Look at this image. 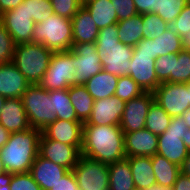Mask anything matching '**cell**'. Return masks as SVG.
Wrapping results in <instances>:
<instances>
[{
    "label": "cell",
    "mask_w": 190,
    "mask_h": 190,
    "mask_svg": "<svg viewBox=\"0 0 190 190\" xmlns=\"http://www.w3.org/2000/svg\"><path fill=\"white\" fill-rule=\"evenodd\" d=\"M41 134L42 131L35 128L10 133L7 143L0 149V157L7 172H30L34 160L39 155Z\"/></svg>",
    "instance_id": "7a4b0ae2"
},
{
    "label": "cell",
    "mask_w": 190,
    "mask_h": 190,
    "mask_svg": "<svg viewBox=\"0 0 190 190\" xmlns=\"http://www.w3.org/2000/svg\"><path fill=\"white\" fill-rule=\"evenodd\" d=\"M182 116L184 117V120L186 121L185 124L190 129V108H188Z\"/></svg>",
    "instance_id": "9f6ffc18"
},
{
    "label": "cell",
    "mask_w": 190,
    "mask_h": 190,
    "mask_svg": "<svg viewBox=\"0 0 190 190\" xmlns=\"http://www.w3.org/2000/svg\"><path fill=\"white\" fill-rule=\"evenodd\" d=\"M0 124L10 133L32 128L21 98H6L0 114Z\"/></svg>",
    "instance_id": "d6986e66"
},
{
    "label": "cell",
    "mask_w": 190,
    "mask_h": 190,
    "mask_svg": "<svg viewBox=\"0 0 190 190\" xmlns=\"http://www.w3.org/2000/svg\"><path fill=\"white\" fill-rule=\"evenodd\" d=\"M71 103L75 109L77 119L85 123L89 119L94 104V99L84 85H72L68 88Z\"/></svg>",
    "instance_id": "83f0119b"
},
{
    "label": "cell",
    "mask_w": 190,
    "mask_h": 190,
    "mask_svg": "<svg viewBox=\"0 0 190 190\" xmlns=\"http://www.w3.org/2000/svg\"><path fill=\"white\" fill-rule=\"evenodd\" d=\"M73 43H95L99 34L95 21L87 9L82 6L71 19Z\"/></svg>",
    "instance_id": "7402d4cb"
},
{
    "label": "cell",
    "mask_w": 190,
    "mask_h": 190,
    "mask_svg": "<svg viewBox=\"0 0 190 190\" xmlns=\"http://www.w3.org/2000/svg\"><path fill=\"white\" fill-rule=\"evenodd\" d=\"M50 190H79L73 171H68Z\"/></svg>",
    "instance_id": "f6af8a7d"
},
{
    "label": "cell",
    "mask_w": 190,
    "mask_h": 190,
    "mask_svg": "<svg viewBox=\"0 0 190 190\" xmlns=\"http://www.w3.org/2000/svg\"><path fill=\"white\" fill-rule=\"evenodd\" d=\"M24 0H0V15L5 11L13 10Z\"/></svg>",
    "instance_id": "681fc988"
},
{
    "label": "cell",
    "mask_w": 190,
    "mask_h": 190,
    "mask_svg": "<svg viewBox=\"0 0 190 190\" xmlns=\"http://www.w3.org/2000/svg\"><path fill=\"white\" fill-rule=\"evenodd\" d=\"M144 91L130 76H119L115 96L124 102L140 96Z\"/></svg>",
    "instance_id": "d590c367"
},
{
    "label": "cell",
    "mask_w": 190,
    "mask_h": 190,
    "mask_svg": "<svg viewBox=\"0 0 190 190\" xmlns=\"http://www.w3.org/2000/svg\"><path fill=\"white\" fill-rule=\"evenodd\" d=\"M119 76L104 70L92 76L84 86L94 101L111 97L115 94Z\"/></svg>",
    "instance_id": "cb8c5ba5"
},
{
    "label": "cell",
    "mask_w": 190,
    "mask_h": 190,
    "mask_svg": "<svg viewBox=\"0 0 190 190\" xmlns=\"http://www.w3.org/2000/svg\"><path fill=\"white\" fill-rule=\"evenodd\" d=\"M5 172H7V171H6L4 164H3L1 157H0V175H2Z\"/></svg>",
    "instance_id": "680465c9"
},
{
    "label": "cell",
    "mask_w": 190,
    "mask_h": 190,
    "mask_svg": "<svg viewBox=\"0 0 190 190\" xmlns=\"http://www.w3.org/2000/svg\"><path fill=\"white\" fill-rule=\"evenodd\" d=\"M173 58H178V54L169 53L155 59L156 75L161 83L171 82Z\"/></svg>",
    "instance_id": "ab89813d"
},
{
    "label": "cell",
    "mask_w": 190,
    "mask_h": 190,
    "mask_svg": "<svg viewBox=\"0 0 190 190\" xmlns=\"http://www.w3.org/2000/svg\"><path fill=\"white\" fill-rule=\"evenodd\" d=\"M186 148L189 150L190 152V129L187 130V134L185 136V139H182Z\"/></svg>",
    "instance_id": "6f0895ef"
},
{
    "label": "cell",
    "mask_w": 190,
    "mask_h": 190,
    "mask_svg": "<svg viewBox=\"0 0 190 190\" xmlns=\"http://www.w3.org/2000/svg\"><path fill=\"white\" fill-rule=\"evenodd\" d=\"M81 154L105 164L126 159L123 130L116 125H83Z\"/></svg>",
    "instance_id": "6da1fadb"
},
{
    "label": "cell",
    "mask_w": 190,
    "mask_h": 190,
    "mask_svg": "<svg viewBox=\"0 0 190 190\" xmlns=\"http://www.w3.org/2000/svg\"><path fill=\"white\" fill-rule=\"evenodd\" d=\"M99 30L117 24L118 18L110 0H93L84 5Z\"/></svg>",
    "instance_id": "484cf974"
},
{
    "label": "cell",
    "mask_w": 190,
    "mask_h": 190,
    "mask_svg": "<svg viewBox=\"0 0 190 190\" xmlns=\"http://www.w3.org/2000/svg\"><path fill=\"white\" fill-rule=\"evenodd\" d=\"M0 22L12 35L16 44L32 42L35 23L30 19L26 0L15 9L2 13Z\"/></svg>",
    "instance_id": "8fae6325"
},
{
    "label": "cell",
    "mask_w": 190,
    "mask_h": 190,
    "mask_svg": "<svg viewBox=\"0 0 190 190\" xmlns=\"http://www.w3.org/2000/svg\"><path fill=\"white\" fill-rule=\"evenodd\" d=\"M28 12L33 22L40 23L53 15L52 4L50 0H26Z\"/></svg>",
    "instance_id": "8d00e7d4"
},
{
    "label": "cell",
    "mask_w": 190,
    "mask_h": 190,
    "mask_svg": "<svg viewBox=\"0 0 190 190\" xmlns=\"http://www.w3.org/2000/svg\"><path fill=\"white\" fill-rule=\"evenodd\" d=\"M32 42L43 44L53 52L71 50L73 46L71 19L53 13L45 21L36 23Z\"/></svg>",
    "instance_id": "277c9868"
},
{
    "label": "cell",
    "mask_w": 190,
    "mask_h": 190,
    "mask_svg": "<svg viewBox=\"0 0 190 190\" xmlns=\"http://www.w3.org/2000/svg\"><path fill=\"white\" fill-rule=\"evenodd\" d=\"M188 3V0H159L156 14L171 25Z\"/></svg>",
    "instance_id": "e575fe53"
},
{
    "label": "cell",
    "mask_w": 190,
    "mask_h": 190,
    "mask_svg": "<svg viewBox=\"0 0 190 190\" xmlns=\"http://www.w3.org/2000/svg\"><path fill=\"white\" fill-rule=\"evenodd\" d=\"M185 122L182 115L173 117L166 131L158 135L157 154L164 156L180 167L189 154V150L182 140L185 139L188 130Z\"/></svg>",
    "instance_id": "52a82bcc"
},
{
    "label": "cell",
    "mask_w": 190,
    "mask_h": 190,
    "mask_svg": "<svg viewBox=\"0 0 190 190\" xmlns=\"http://www.w3.org/2000/svg\"><path fill=\"white\" fill-rule=\"evenodd\" d=\"M170 27L180 36L190 31V2L183 8Z\"/></svg>",
    "instance_id": "7bdbcfd3"
},
{
    "label": "cell",
    "mask_w": 190,
    "mask_h": 190,
    "mask_svg": "<svg viewBox=\"0 0 190 190\" xmlns=\"http://www.w3.org/2000/svg\"><path fill=\"white\" fill-rule=\"evenodd\" d=\"M79 1H80L81 5L84 6L85 4H87L93 0H79Z\"/></svg>",
    "instance_id": "94428289"
},
{
    "label": "cell",
    "mask_w": 190,
    "mask_h": 190,
    "mask_svg": "<svg viewBox=\"0 0 190 190\" xmlns=\"http://www.w3.org/2000/svg\"><path fill=\"white\" fill-rule=\"evenodd\" d=\"M118 36L117 24L104 27L103 29L99 30V34L95 42L96 48L111 49L120 42Z\"/></svg>",
    "instance_id": "f35d334b"
},
{
    "label": "cell",
    "mask_w": 190,
    "mask_h": 190,
    "mask_svg": "<svg viewBox=\"0 0 190 190\" xmlns=\"http://www.w3.org/2000/svg\"><path fill=\"white\" fill-rule=\"evenodd\" d=\"M82 146H71L48 139L43 133L39 140V155L69 171L77 164Z\"/></svg>",
    "instance_id": "7c38bea8"
},
{
    "label": "cell",
    "mask_w": 190,
    "mask_h": 190,
    "mask_svg": "<svg viewBox=\"0 0 190 190\" xmlns=\"http://www.w3.org/2000/svg\"><path fill=\"white\" fill-rule=\"evenodd\" d=\"M154 101L153 92H144L140 96L126 102L120 120V128L124 133L145 128L148 110Z\"/></svg>",
    "instance_id": "5bb4252c"
},
{
    "label": "cell",
    "mask_w": 190,
    "mask_h": 190,
    "mask_svg": "<svg viewBox=\"0 0 190 190\" xmlns=\"http://www.w3.org/2000/svg\"><path fill=\"white\" fill-rule=\"evenodd\" d=\"M53 51L43 44L22 43L16 44L13 63L24 75L30 85L39 84L48 69Z\"/></svg>",
    "instance_id": "3957f363"
},
{
    "label": "cell",
    "mask_w": 190,
    "mask_h": 190,
    "mask_svg": "<svg viewBox=\"0 0 190 190\" xmlns=\"http://www.w3.org/2000/svg\"><path fill=\"white\" fill-rule=\"evenodd\" d=\"M133 50V46L119 42L111 49H97V52L104 71L117 76H127Z\"/></svg>",
    "instance_id": "2e32d148"
},
{
    "label": "cell",
    "mask_w": 190,
    "mask_h": 190,
    "mask_svg": "<svg viewBox=\"0 0 190 190\" xmlns=\"http://www.w3.org/2000/svg\"><path fill=\"white\" fill-rule=\"evenodd\" d=\"M129 162L135 188L144 190L156 184V178L152 167L151 157L133 156L126 157Z\"/></svg>",
    "instance_id": "603a6c76"
},
{
    "label": "cell",
    "mask_w": 190,
    "mask_h": 190,
    "mask_svg": "<svg viewBox=\"0 0 190 190\" xmlns=\"http://www.w3.org/2000/svg\"><path fill=\"white\" fill-rule=\"evenodd\" d=\"M75 85H84L92 76L103 70L95 43H73Z\"/></svg>",
    "instance_id": "30bf717a"
},
{
    "label": "cell",
    "mask_w": 190,
    "mask_h": 190,
    "mask_svg": "<svg viewBox=\"0 0 190 190\" xmlns=\"http://www.w3.org/2000/svg\"><path fill=\"white\" fill-rule=\"evenodd\" d=\"M171 116L155 101L151 104L146 117L145 129L155 135L163 134L170 125Z\"/></svg>",
    "instance_id": "1f68e13d"
},
{
    "label": "cell",
    "mask_w": 190,
    "mask_h": 190,
    "mask_svg": "<svg viewBox=\"0 0 190 190\" xmlns=\"http://www.w3.org/2000/svg\"><path fill=\"white\" fill-rule=\"evenodd\" d=\"M74 52H53L48 69L44 73L39 85L47 91L68 89L75 85L76 73L74 68Z\"/></svg>",
    "instance_id": "8992f818"
},
{
    "label": "cell",
    "mask_w": 190,
    "mask_h": 190,
    "mask_svg": "<svg viewBox=\"0 0 190 190\" xmlns=\"http://www.w3.org/2000/svg\"><path fill=\"white\" fill-rule=\"evenodd\" d=\"M137 13H157L159 0H133Z\"/></svg>",
    "instance_id": "bcb514c9"
},
{
    "label": "cell",
    "mask_w": 190,
    "mask_h": 190,
    "mask_svg": "<svg viewBox=\"0 0 190 190\" xmlns=\"http://www.w3.org/2000/svg\"><path fill=\"white\" fill-rule=\"evenodd\" d=\"M130 76L144 92H154L161 84L156 75L155 59L147 52H133L130 66Z\"/></svg>",
    "instance_id": "4fadbf2b"
},
{
    "label": "cell",
    "mask_w": 190,
    "mask_h": 190,
    "mask_svg": "<svg viewBox=\"0 0 190 190\" xmlns=\"http://www.w3.org/2000/svg\"><path fill=\"white\" fill-rule=\"evenodd\" d=\"M143 21V38L154 40L164 33L169 28V24L166 23L155 13L142 14Z\"/></svg>",
    "instance_id": "836d02e7"
},
{
    "label": "cell",
    "mask_w": 190,
    "mask_h": 190,
    "mask_svg": "<svg viewBox=\"0 0 190 190\" xmlns=\"http://www.w3.org/2000/svg\"><path fill=\"white\" fill-rule=\"evenodd\" d=\"M183 50L190 51V31L181 37Z\"/></svg>",
    "instance_id": "db71d44e"
},
{
    "label": "cell",
    "mask_w": 190,
    "mask_h": 190,
    "mask_svg": "<svg viewBox=\"0 0 190 190\" xmlns=\"http://www.w3.org/2000/svg\"><path fill=\"white\" fill-rule=\"evenodd\" d=\"M144 190H172V187H163L156 183Z\"/></svg>",
    "instance_id": "11a10c76"
},
{
    "label": "cell",
    "mask_w": 190,
    "mask_h": 190,
    "mask_svg": "<svg viewBox=\"0 0 190 190\" xmlns=\"http://www.w3.org/2000/svg\"><path fill=\"white\" fill-rule=\"evenodd\" d=\"M72 171L79 190H109L108 164L81 154Z\"/></svg>",
    "instance_id": "9c48e42d"
},
{
    "label": "cell",
    "mask_w": 190,
    "mask_h": 190,
    "mask_svg": "<svg viewBox=\"0 0 190 190\" xmlns=\"http://www.w3.org/2000/svg\"><path fill=\"white\" fill-rule=\"evenodd\" d=\"M190 81V51L181 50L178 58H173L171 82L188 83Z\"/></svg>",
    "instance_id": "d6a6232c"
},
{
    "label": "cell",
    "mask_w": 190,
    "mask_h": 190,
    "mask_svg": "<svg viewBox=\"0 0 190 190\" xmlns=\"http://www.w3.org/2000/svg\"><path fill=\"white\" fill-rule=\"evenodd\" d=\"M153 93L155 102L172 118L190 108V81L184 84L162 82Z\"/></svg>",
    "instance_id": "ba28073f"
},
{
    "label": "cell",
    "mask_w": 190,
    "mask_h": 190,
    "mask_svg": "<svg viewBox=\"0 0 190 190\" xmlns=\"http://www.w3.org/2000/svg\"><path fill=\"white\" fill-rule=\"evenodd\" d=\"M126 102L115 95L94 101L92 113L83 125L120 126Z\"/></svg>",
    "instance_id": "9a60e30c"
},
{
    "label": "cell",
    "mask_w": 190,
    "mask_h": 190,
    "mask_svg": "<svg viewBox=\"0 0 190 190\" xmlns=\"http://www.w3.org/2000/svg\"><path fill=\"white\" fill-rule=\"evenodd\" d=\"M42 133L48 138L71 146H82L83 123L56 119Z\"/></svg>",
    "instance_id": "e0dca14e"
},
{
    "label": "cell",
    "mask_w": 190,
    "mask_h": 190,
    "mask_svg": "<svg viewBox=\"0 0 190 190\" xmlns=\"http://www.w3.org/2000/svg\"><path fill=\"white\" fill-rule=\"evenodd\" d=\"M172 190H190V176L181 172L173 184Z\"/></svg>",
    "instance_id": "7dc6e473"
},
{
    "label": "cell",
    "mask_w": 190,
    "mask_h": 190,
    "mask_svg": "<svg viewBox=\"0 0 190 190\" xmlns=\"http://www.w3.org/2000/svg\"><path fill=\"white\" fill-rule=\"evenodd\" d=\"M11 190H42L34 181L30 172L13 174L10 183Z\"/></svg>",
    "instance_id": "b9f144b4"
},
{
    "label": "cell",
    "mask_w": 190,
    "mask_h": 190,
    "mask_svg": "<svg viewBox=\"0 0 190 190\" xmlns=\"http://www.w3.org/2000/svg\"><path fill=\"white\" fill-rule=\"evenodd\" d=\"M29 85L13 62L0 65V95L4 98H22Z\"/></svg>",
    "instance_id": "ffe728a7"
},
{
    "label": "cell",
    "mask_w": 190,
    "mask_h": 190,
    "mask_svg": "<svg viewBox=\"0 0 190 190\" xmlns=\"http://www.w3.org/2000/svg\"><path fill=\"white\" fill-rule=\"evenodd\" d=\"M181 172L187 176H190V152L185 158L183 165L181 166Z\"/></svg>",
    "instance_id": "f5cc1de1"
},
{
    "label": "cell",
    "mask_w": 190,
    "mask_h": 190,
    "mask_svg": "<svg viewBox=\"0 0 190 190\" xmlns=\"http://www.w3.org/2000/svg\"><path fill=\"white\" fill-rule=\"evenodd\" d=\"M5 100H6V98H4L2 95H0V114H1V110L3 108V105L5 104Z\"/></svg>",
    "instance_id": "91938a15"
},
{
    "label": "cell",
    "mask_w": 190,
    "mask_h": 190,
    "mask_svg": "<svg viewBox=\"0 0 190 190\" xmlns=\"http://www.w3.org/2000/svg\"><path fill=\"white\" fill-rule=\"evenodd\" d=\"M49 98L52 100L53 113L57 119L79 121L71 103L68 89L51 90L49 91Z\"/></svg>",
    "instance_id": "4dcf8cb0"
},
{
    "label": "cell",
    "mask_w": 190,
    "mask_h": 190,
    "mask_svg": "<svg viewBox=\"0 0 190 190\" xmlns=\"http://www.w3.org/2000/svg\"><path fill=\"white\" fill-rule=\"evenodd\" d=\"M152 49L154 59L169 53L178 54L183 50L181 37L169 26L163 34L152 40Z\"/></svg>",
    "instance_id": "f546056e"
},
{
    "label": "cell",
    "mask_w": 190,
    "mask_h": 190,
    "mask_svg": "<svg viewBox=\"0 0 190 190\" xmlns=\"http://www.w3.org/2000/svg\"><path fill=\"white\" fill-rule=\"evenodd\" d=\"M125 155L152 157L157 153L158 135L143 128L137 131L124 133Z\"/></svg>",
    "instance_id": "ac0fdd59"
},
{
    "label": "cell",
    "mask_w": 190,
    "mask_h": 190,
    "mask_svg": "<svg viewBox=\"0 0 190 190\" xmlns=\"http://www.w3.org/2000/svg\"><path fill=\"white\" fill-rule=\"evenodd\" d=\"M133 52H147L152 55L153 58V49H152V40L151 39H142L136 46L133 47Z\"/></svg>",
    "instance_id": "c3c4849f"
},
{
    "label": "cell",
    "mask_w": 190,
    "mask_h": 190,
    "mask_svg": "<svg viewBox=\"0 0 190 190\" xmlns=\"http://www.w3.org/2000/svg\"><path fill=\"white\" fill-rule=\"evenodd\" d=\"M10 132L0 124V149L7 143Z\"/></svg>",
    "instance_id": "816d5d0a"
},
{
    "label": "cell",
    "mask_w": 190,
    "mask_h": 190,
    "mask_svg": "<svg viewBox=\"0 0 190 190\" xmlns=\"http://www.w3.org/2000/svg\"><path fill=\"white\" fill-rule=\"evenodd\" d=\"M21 99L32 128L42 131L57 119L49 91L39 84L29 85Z\"/></svg>",
    "instance_id": "5b68a950"
},
{
    "label": "cell",
    "mask_w": 190,
    "mask_h": 190,
    "mask_svg": "<svg viewBox=\"0 0 190 190\" xmlns=\"http://www.w3.org/2000/svg\"><path fill=\"white\" fill-rule=\"evenodd\" d=\"M13 178V173L5 172L0 175V190H11L10 183Z\"/></svg>",
    "instance_id": "f907efd6"
},
{
    "label": "cell",
    "mask_w": 190,
    "mask_h": 190,
    "mask_svg": "<svg viewBox=\"0 0 190 190\" xmlns=\"http://www.w3.org/2000/svg\"><path fill=\"white\" fill-rule=\"evenodd\" d=\"M151 162L156 183L163 187H173L181 173V167L157 153L151 157Z\"/></svg>",
    "instance_id": "d4e9b609"
},
{
    "label": "cell",
    "mask_w": 190,
    "mask_h": 190,
    "mask_svg": "<svg viewBox=\"0 0 190 190\" xmlns=\"http://www.w3.org/2000/svg\"><path fill=\"white\" fill-rule=\"evenodd\" d=\"M109 190H134L132 171L129 162L124 159L108 164Z\"/></svg>",
    "instance_id": "4316f807"
},
{
    "label": "cell",
    "mask_w": 190,
    "mask_h": 190,
    "mask_svg": "<svg viewBox=\"0 0 190 190\" xmlns=\"http://www.w3.org/2000/svg\"><path fill=\"white\" fill-rule=\"evenodd\" d=\"M142 14H136L126 20L117 22L118 38L120 42L136 46L143 39Z\"/></svg>",
    "instance_id": "f1b7e54d"
},
{
    "label": "cell",
    "mask_w": 190,
    "mask_h": 190,
    "mask_svg": "<svg viewBox=\"0 0 190 190\" xmlns=\"http://www.w3.org/2000/svg\"><path fill=\"white\" fill-rule=\"evenodd\" d=\"M16 43L12 35L0 22V65L13 61Z\"/></svg>",
    "instance_id": "74e56055"
},
{
    "label": "cell",
    "mask_w": 190,
    "mask_h": 190,
    "mask_svg": "<svg viewBox=\"0 0 190 190\" xmlns=\"http://www.w3.org/2000/svg\"><path fill=\"white\" fill-rule=\"evenodd\" d=\"M117 13L118 21L126 20L136 14L137 10L133 0H110Z\"/></svg>",
    "instance_id": "ee69618b"
},
{
    "label": "cell",
    "mask_w": 190,
    "mask_h": 190,
    "mask_svg": "<svg viewBox=\"0 0 190 190\" xmlns=\"http://www.w3.org/2000/svg\"><path fill=\"white\" fill-rule=\"evenodd\" d=\"M50 2L55 14L69 19H72L82 7L79 0H50Z\"/></svg>",
    "instance_id": "60d3db41"
},
{
    "label": "cell",
    "mask_w": 190,
    "mask_h": 190,
    "mask_svg": "<svg viewBox=\"0 0 190 190\" xmlns=\"http://www.w3.org/2000/svg\"><path fill=\"white\" fill-rule=\"evenodd\" d=\"M68 171V169L44 159L40 155L36 157L30 169L34 181L42 190L53 188Z\"/></svg>",
    "instance_id": "44dd1931"
}]
</instances>
